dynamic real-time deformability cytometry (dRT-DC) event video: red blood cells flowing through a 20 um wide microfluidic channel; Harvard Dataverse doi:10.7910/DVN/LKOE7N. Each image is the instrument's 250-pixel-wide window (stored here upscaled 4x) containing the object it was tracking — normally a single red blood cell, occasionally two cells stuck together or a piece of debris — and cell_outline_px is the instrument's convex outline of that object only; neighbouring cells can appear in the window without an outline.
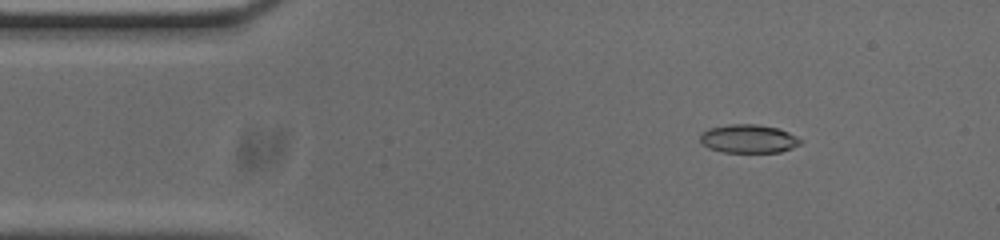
{"species": "common noctule bat (a hibernating species)", "species_latin": "Nyctalus noctula", "temperature_condition": "cold", "stored_images_in_passage": 53, "camera_frame_rate_fps": 3000, "um_per_image_px": 0.085, "animal": {"sex": "male", "body_mass_g": 20.0, "forearm_length_mm": 53.3}, "frame": {"image": 1, "passage_image": 7, "time_ms": 2.0, "image_size_px": [1000, 240], "cell_outline_px": [[804, 140], [800, 144], [792, 148], [780, 152], [724, 152], [708, 148], [700, 140], [700, 132], [708, 128], [732, 124], [756, 124], [776, 128], [788, 132]], "centroid_in_image_um": [63.62, 11.79], "position_along_channel_um": 21.4, "area_um2": 16.65}}
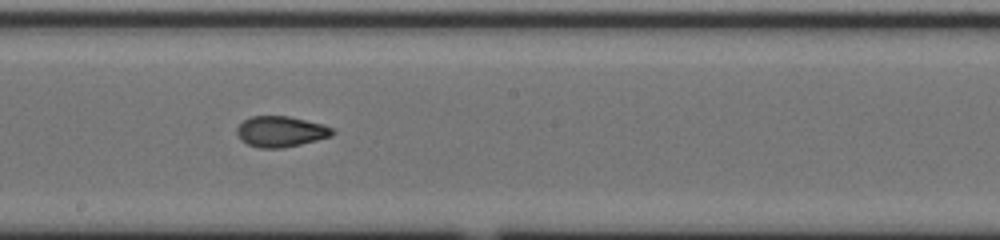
{"frame": {"image": 2, "passage_image": 28, "time_ms": 9.0, "image_size_px": [1000, 240], "cell_outline_px": [[336, 132], [332, 136], [300, 144], [280, 148], [260, 148], [248, 144], [240, 140], [236, 132], [236, 128], [244, 120], [252, 116], [288, 116], [324, 124], [332, 128]], "centroid_in_image_um": [23.87, 11.18], "position_along_channel_um": 224.3, "area_um2": 17.11}}
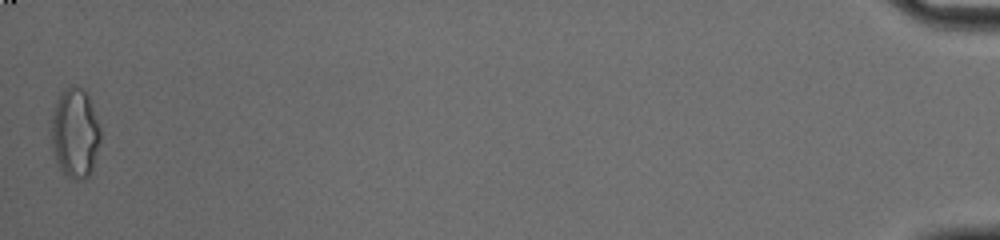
{"frame": {"image": 3, "passage_image": 53, "time_ms": 17.333, "image_size_px": [1000, 240], "cell_outline_px": [[100, 140], [92, 172], [84, 180], [80, 180], [68, 176], [60, 168], [56, 160], [52, 148], [52, 108], [56, 100], [72, 84], [84, 88], [88, 96], [100, 128]], "centroid_in_image_um": [6.38, 11.31], "position_along_channel_um": 428.8, "area_um2": 25.49}, "authors_computed_cell_mechanics": {"area_um2": 17.4556, "velocity_mm_per_s": 3.7547, "shape_relaxation_time_tau1_ms": null, "shape_relaxation_time_tau2_ms": 1.3798, "deformation_change_tau1": null, "deformation_change_tau2": 0.0658}}